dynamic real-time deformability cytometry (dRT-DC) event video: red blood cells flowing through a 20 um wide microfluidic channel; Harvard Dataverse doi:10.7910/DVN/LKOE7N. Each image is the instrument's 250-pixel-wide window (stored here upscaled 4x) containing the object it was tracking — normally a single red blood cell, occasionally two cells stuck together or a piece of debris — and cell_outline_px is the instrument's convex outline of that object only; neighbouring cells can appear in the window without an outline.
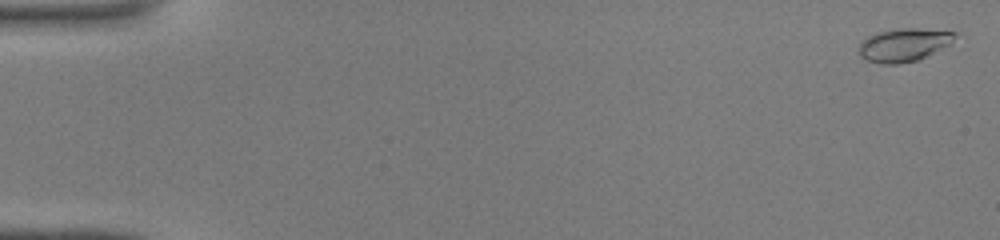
{"species": "common noctule bat (a hibernating species)", "species_latin": "Nyctalus noctula", "temperature_condition": "warm", "stored_images_in_passage": 46, "camera_frame_rate_fps": 3000, "um_per_image_px": 0.085, "animal": {"sex": "male", "body_mass_g": 19.0, "forearm_length_mm": 50.8}, "frame": {"image": 1, "passage_image": 2, "time_ms": 0.333, "image_size_px": [1000, 240], "cell_outline_px": [[960, 32], [948, 44], [916, 60], [900, 64], [880, 64], [864, 60], [860, 56], [856, 48], [860, 40], [868, 36], [880, 32], [900, 28], [916, 28]], "centroid_in_image_um": [76.73, 3.81], "position_along_channel_um": 8.3, "area_um2": 18.55}}
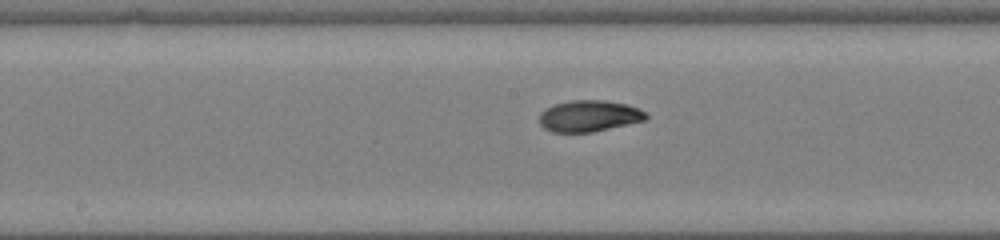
{"frame": {"image": 2, "passage_image": 25, "time_ms": 8.0, "image_size_px": [1000, 240], "cell_outline_px": [[648, 116], [644, 120], [592, 132], [552, 132], [544, 128], [540, 124], [540, 112], [544, 108], [556, 104], [572, 100], [604, 100], [628, 104], [640, 108]], "centroid_in_image_um": [50.05, 9.85], "position_along_channel_um": 198.1, "area_um2": 19.42}}
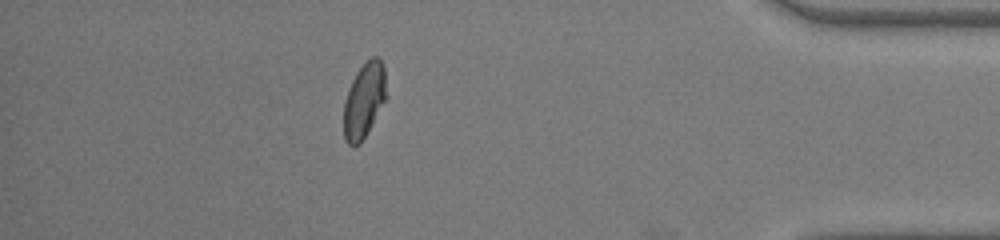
{"frame": {"image": 3, "passage_image": 41, "time_ms": 13.333, "image_size_px": [1000, 240], "cell_outline_px": [[384, 100], [372, 124], [360, 144], [352, 148], [344, 140], [344, 104], [348, 88], [356, 72], [372, 56], [376, 56], [380, 60], [384, 68]], "centroid_in_image_um": [30.9, 8.58], "position_along_channel_um": 404.3, "area_um2": 18.15}}